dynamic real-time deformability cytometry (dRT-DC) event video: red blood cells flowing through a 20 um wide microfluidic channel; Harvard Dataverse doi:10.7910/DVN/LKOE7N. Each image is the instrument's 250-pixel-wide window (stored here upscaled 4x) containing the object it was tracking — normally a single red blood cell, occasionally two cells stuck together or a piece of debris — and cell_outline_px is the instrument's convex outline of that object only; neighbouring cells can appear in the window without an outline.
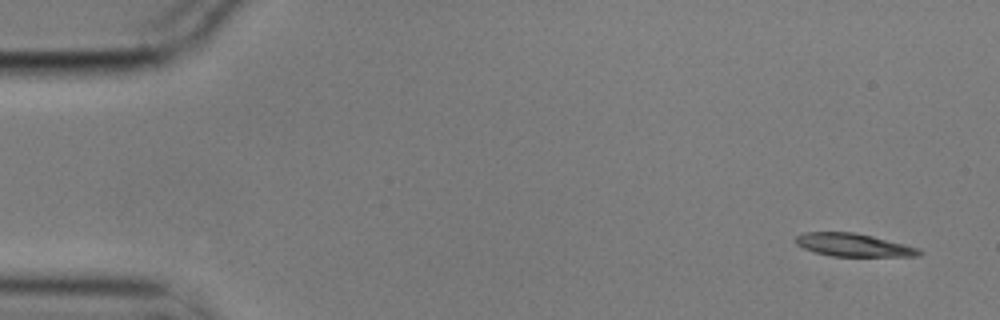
{"species": "common noctule bat (a hibernating species)", "species_latin": "Nyctalus noctula", "temperature_condition": "cold", "stored_images_in_passage": 2, "camera_frame_rate_fps": 3000, "um_per_image_px": 0.085, "animal": {"sex": "male", "body_mass_g": 17.9}, "frame": {"image": 1, "passage_image": 1, "time_ms": 0.0, "image_size_px": [1000, 320], "cell_outline_px": [[924, 252], [920, 256], [832, 256], [816, 252], [804, 248], [796, 244], [792, 240], [796, 236], [804, 232], [852, 232], [872, 236], [920, 248]], "centroid_in_image_um": [72.54, 20.82], "position_along_channel_um": 12.5, "area_um2": 16.53}}